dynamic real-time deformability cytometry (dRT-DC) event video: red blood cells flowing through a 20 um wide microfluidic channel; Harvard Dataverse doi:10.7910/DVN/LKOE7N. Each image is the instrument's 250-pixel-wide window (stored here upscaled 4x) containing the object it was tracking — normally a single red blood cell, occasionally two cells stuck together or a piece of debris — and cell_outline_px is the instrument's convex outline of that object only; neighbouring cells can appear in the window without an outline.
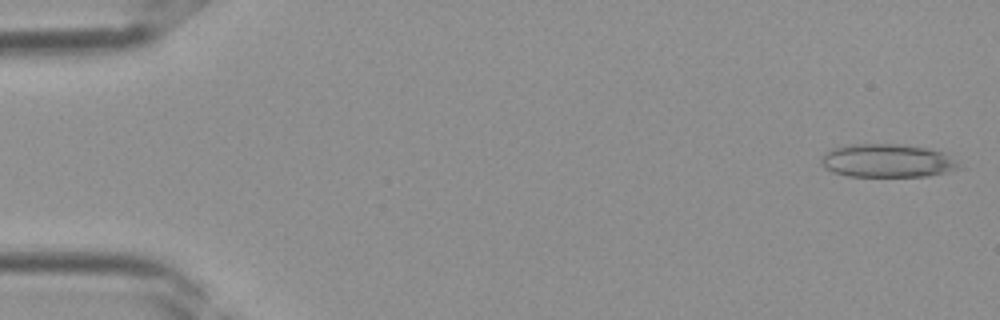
{"species": "Egyptian fruit bat (a non-hibernating species)", "species_latin": "Rousettus aegyptiacus", "temperature_condition": "room temperature", "stored_images_in_passage": 35, "camera_frame_rate_fps": 3000, "um_per_image_px": 0.085, "frame": {"image": 1, "passage_image": 1, "time_ms": 0.0, "image_size_px": [1000, 320], "cell_outline_px": [[968, 168], [928, 176], [848, 176], [832, 172], [824, 168], [820, 164], [820, 156], [832, 148], [852, 144], [900, 144], [928, 148], [948, 152]], "centroid_in_image_um": [75.53, 13.66], "position_along_channel_um": 9.5, "area_um2": 27.63}}
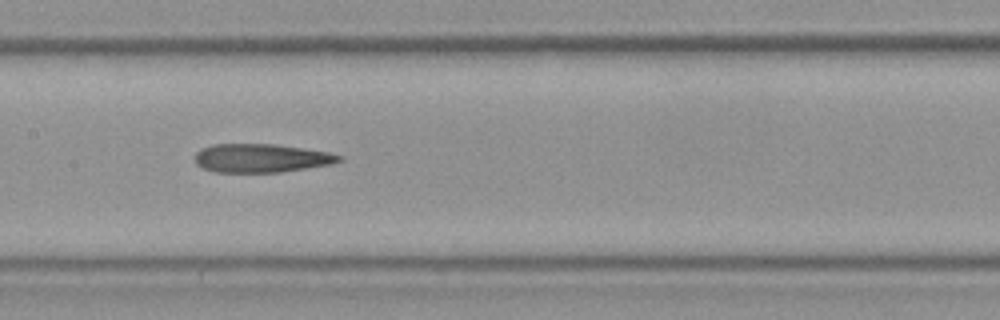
{"frame": {"image": 2, "passage_image": 18, "time_ms": 5.667, "image_size_px": [1000, 320], "cell_outline_px": [[344, 160], [332, 164], [280, 172], [216, 172], [204, 168], [196, 164], [196, 152], [200, 148], [212, 144], [272, 144], [328, 152], [344, 156]], "centroid_in_image_um": [22.21, 13.44], "position_along_channel_um": 185.2, "area_um2": 23.93}}
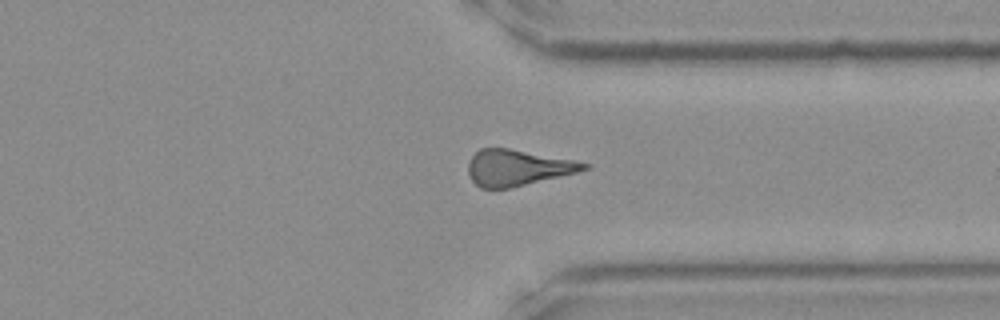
{"frame": {"image": 3, "passage_image": 28, "time_ms": 9.0, "image_size_px": [1000, 320], "cell_outline_px": [[592, 168], [576, 172], [508, 188], [480, 188], [472, 180], [468, 172], [468, 164], [472, 156], [480, 148], [508, 148], [572, 160], [592, 164]], "centroid_in_image_um": [43.98, 14.24], "position_along_channel_um": 367.4, "area_um2": 23.87}}